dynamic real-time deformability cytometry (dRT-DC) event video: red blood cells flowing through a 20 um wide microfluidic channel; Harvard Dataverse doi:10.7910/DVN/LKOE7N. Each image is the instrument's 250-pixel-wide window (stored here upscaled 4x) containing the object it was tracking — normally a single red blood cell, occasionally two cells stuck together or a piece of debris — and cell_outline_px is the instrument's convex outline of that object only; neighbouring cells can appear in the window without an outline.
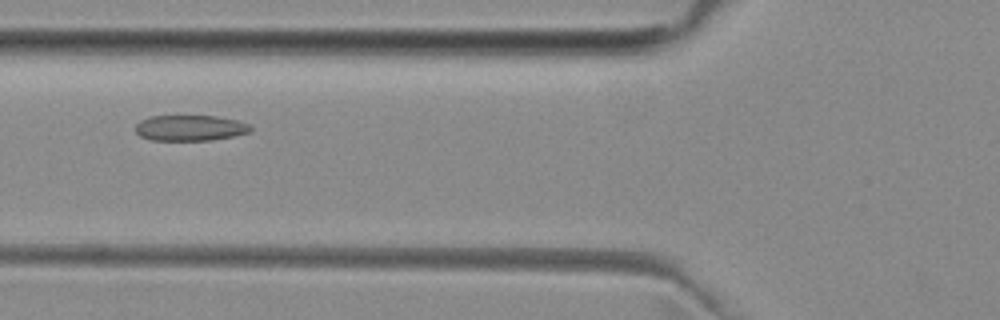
{"species": "common noctule bat (a hibernating species)", "species_latin": "Nyctalus noctula", "temperature_condition": "room temperature", "stored_images_in_passage": 4, "camera_frame_rate_fps": 3000, "um_per_image_px": 0.085, "animal": {"sex": "female", "body_mass_g": 29.2, "forearm_length_mm": 56.3}, "frame": {"image": 1, "passage_image": 4, "time_ms": 3.333, "image_size_px": [1000, 320], "cell_outline_px": [[252, 132], [212, 140], [152, 140], [140, 136], [136, 132], [136, 124], [140, 120], [148, 116], [216, 116], [236, 120], [248, 124], [252, 128]], "centroid_in_image_um": [16.15, 10.87], "position_along_channel_um": 109.7, "area_um2": 17.22}}